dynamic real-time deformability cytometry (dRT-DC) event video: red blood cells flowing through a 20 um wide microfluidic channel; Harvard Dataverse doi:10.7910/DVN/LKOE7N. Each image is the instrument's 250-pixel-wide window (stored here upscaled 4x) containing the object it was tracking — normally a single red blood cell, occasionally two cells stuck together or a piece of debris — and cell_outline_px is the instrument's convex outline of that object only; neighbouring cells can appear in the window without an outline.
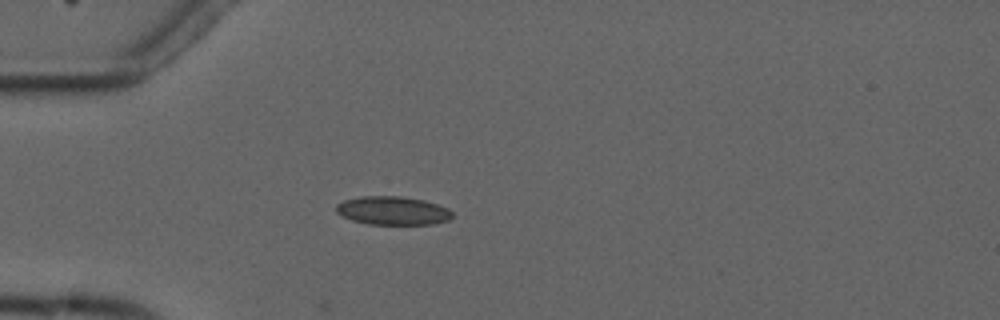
{"species": "common noctule bat (a hibernating species)", "species_latin": "Nyctalus noctula", "temperature_condition": "cold", "stored_images_in_passage": 1, "camera_frame_rate_fps": 3000, "um_per_image_px": 0.085, "animal": {"sex": "male", "forearm_length_mm": 52.5}, "frame": {"image": 1, "passage_image": 1, "time_ms": 0.0, "image_size_px": [1000, 320], "cell_outline_px": [[452, 216], [448, 220], [432, 224], [368, 224], [352, 220], [336, 212], [336, 204], [344, 200], [360, 196], [400, 196], [424, 200], [448, 208], [452, 212]], "centroid_in_image_um": [33.37, 17.9], "position_along_channel_um": 51.6, "area_um2": 19.19}}